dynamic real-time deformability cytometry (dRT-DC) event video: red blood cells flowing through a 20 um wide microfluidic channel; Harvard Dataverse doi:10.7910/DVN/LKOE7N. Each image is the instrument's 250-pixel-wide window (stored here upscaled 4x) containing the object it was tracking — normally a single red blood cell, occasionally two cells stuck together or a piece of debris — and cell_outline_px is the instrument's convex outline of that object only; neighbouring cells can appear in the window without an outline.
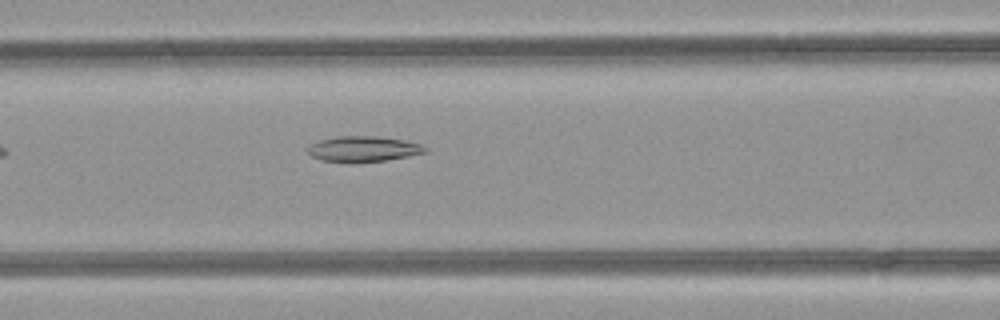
{"species": "common noctule bat (a hibernating species)", "species_latin": "Nyctalus noctula", "temperature_condition": "room temperature", "stored_images_in_passage": 4, "camera_frame_rate_fps": 3000, "um_per_image_px": 0.085, "animal": {"sex": "female", "body_mass_g": 21.9}, "frame": {"image": 1, "passage_image": 4, "time_ms": 1.0, "image_size_px": [1000, 320], "cell_outline_px": [[428, 152], [408, 156], [384, 160], [352, 164], [324, 160], [312, 156], [308, 152], [308, 148], [312, 144], [320, 140], [336, 136], [376, 136], [404, 140], [420, 144], [428, 148]], "centroid_in_image_um": [30.9, 12.67], "position_along_channel_um": 135.7, "area_um2": 17.57}}